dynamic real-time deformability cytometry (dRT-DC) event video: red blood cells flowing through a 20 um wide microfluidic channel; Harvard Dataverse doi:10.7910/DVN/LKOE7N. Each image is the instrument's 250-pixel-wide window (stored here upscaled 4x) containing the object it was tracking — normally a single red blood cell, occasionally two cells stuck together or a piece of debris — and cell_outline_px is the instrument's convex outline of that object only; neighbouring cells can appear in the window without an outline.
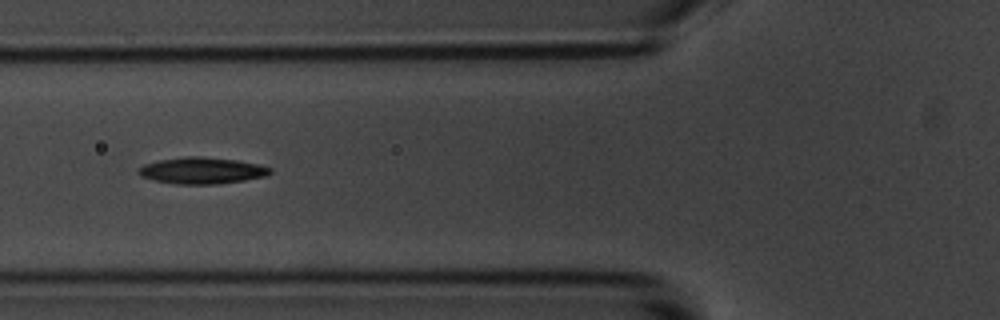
{"species": "common noctule bat (a hibernating species)", "species_latin": "Nyctalus noctula", "temperature_condition": "room temperature", "stored_images_in_passage": 7, "camera_frame_rate_fps": 3000, "um_per_image_px": 0.085, "animal": {"sex": "male", "body_mass_g": 20.1, "forearm_length_mm": 53.5}, "frame": {"image": 1, "passage_image": 5, "time_ms": 4.333, "image_size_px": [1000, 320], "cell_outline_px": [[272, 172], [264, 176], [244, 180], [216, 184], [176, 184], [156, 180], [140, 176], [136, 172], [144, 164], [156, 160], [184, 156], [200, 156], [236, 160], [260, 164], [272, 168]], "centroid_in_image_um": [17.15, 14.48], "position_along_channel_um": 108.7, "area_um2": 20.35}}
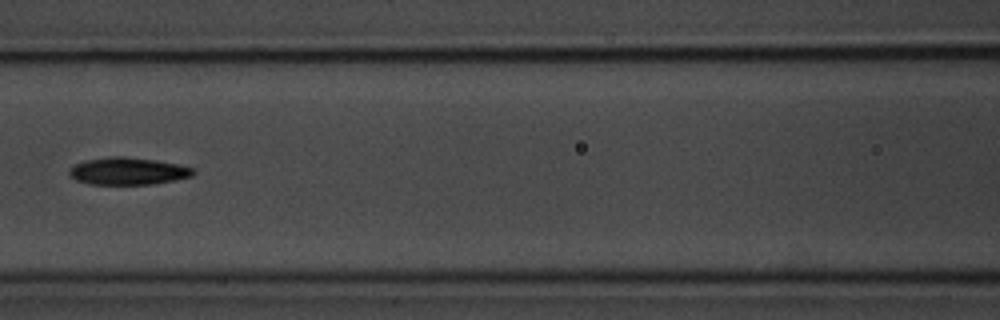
{"frame": {"image": 2, "passage_image": 6, "time_ms": 5.667, "image_size_px": [1000, 320], "cell_outline_px": [[196, 172], [192, 176], [176, 180], [152, 184], [88, 184], [76, 180], [68, 176], [68, 172], [76, 164], [84, 160], [112, 156], [124, 156], [156, 160], [180, 164], [192, 168]], "centroid_in_image_um": [10.88, 14.54], "position_along_channel_um": 155.7, "area_um2": 19.83}}
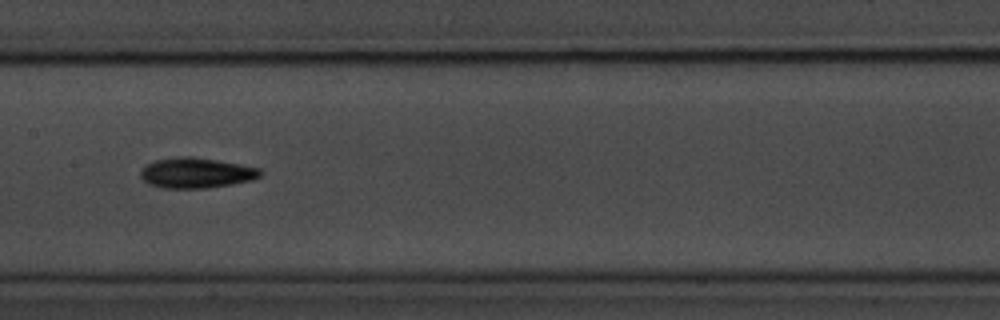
{"frame": {"image": 3, "passage_image": 7, "time_ms": 6.667, "image_size_px": [1000, 320], "cell_outline_px": [[264, 172], [260, 176], [252, 180], [232, 184], [208, 188], [164, 188], [148, 184], [140, 176], [140, 172], [148, 164], [156, 160], [176, 156], [192, 156], [216, 160], [260, 168]], "centroid_in_image_um": [16.69, 14.7], "position_along_channel_um": 190.7, "area_um2": 21.15}}